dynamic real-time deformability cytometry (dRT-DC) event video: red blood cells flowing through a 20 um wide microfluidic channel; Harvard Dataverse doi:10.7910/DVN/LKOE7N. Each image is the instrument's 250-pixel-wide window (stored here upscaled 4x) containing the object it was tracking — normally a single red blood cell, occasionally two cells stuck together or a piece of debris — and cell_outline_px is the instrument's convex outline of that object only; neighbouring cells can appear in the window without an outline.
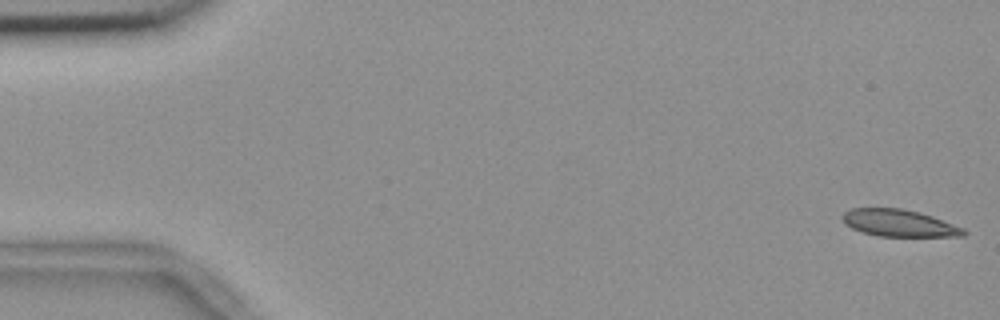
{"species": "common noctule bat (a hibernating species)", "species_latin": "Nyctalus noctula", "temperature_condition": "room temperature", "stored_images_in_passage": 55, "camera_frame_rate_fps": 3000, "um_per_image_px": 0.085, "animal": {"sex": "female", "body_mass_g": 18.4}, "frame": {"image": 1, "passage_image": 1, "time_ms": 0.0, "image_size_px": [1000, 320], "cell_outline_px": [[968, 232], [964, 236], [876, 236], [860, 232], [844, 224], [844, 212], [852, 208], [900, 208], [920, 212], [932, 216], [964, 228]], "centroid_in_image_um": [76.43, 18.97], "position_along_channel_um": 8.6, "area_um2": 19.07}}
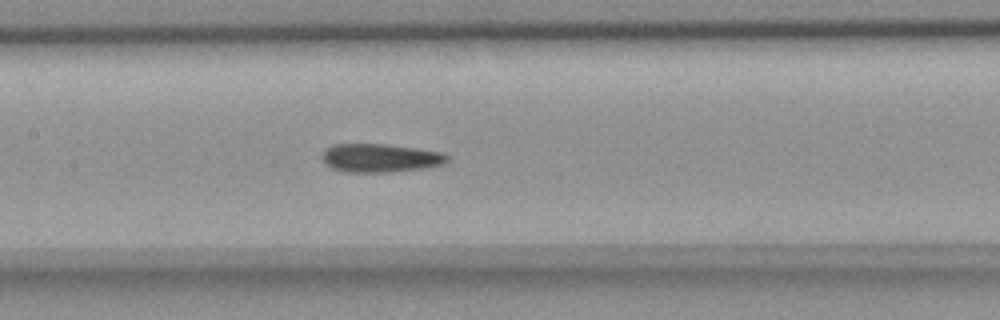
{"frame": {"image": 2, "passage_image": 26, "time_ms": 8.333, "image_size_px": [1000, 320], "cell_outline_px": [[448, 160], [444, 164], [424, 168], [392, 172], [348, 172], [332, 168], [324, 164], [320, 156], [332, 144], [388, 144], [444, 152], [448, 156]], "centroid_in_image_um": [32.33, 13.43], "position_along_channel_um": 175.1, "area_um2": 20.92}}
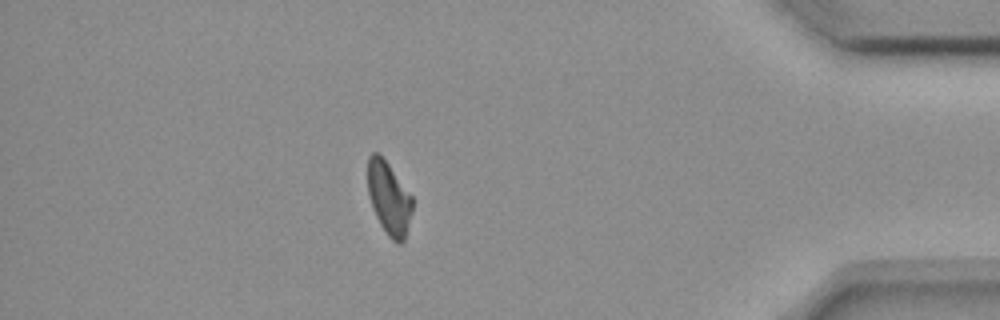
{"frame": {"image": 3, "passage_image": 48, "time_ms": 15.667, "image_size_px": [1000, 320], "cell_outline_px": [[412, 212], [404, 240], [400, 244], [396, 244], [388, 236], [380, 224], [372, 208], [368, 192], [368, 156], [372, 152], [376, 152], [388, 164], [412, 196]], "centroid_in_image_um": [33.05, 16.88], "position_along_channel_um": 402.1, "area_um2": 18.79}, "authors_computed_cell_mechanics": {"area_um2": 20.2878, "velocity_mm_per_s": 3.6755, "shape_relaxation_time_tau1_ms": 8.7926, "shape_relaxation_time_tau2_ms": 4.6185, "deformation_change_tau1": 0.1715, "deformation_change_tau2": 0.1205}}